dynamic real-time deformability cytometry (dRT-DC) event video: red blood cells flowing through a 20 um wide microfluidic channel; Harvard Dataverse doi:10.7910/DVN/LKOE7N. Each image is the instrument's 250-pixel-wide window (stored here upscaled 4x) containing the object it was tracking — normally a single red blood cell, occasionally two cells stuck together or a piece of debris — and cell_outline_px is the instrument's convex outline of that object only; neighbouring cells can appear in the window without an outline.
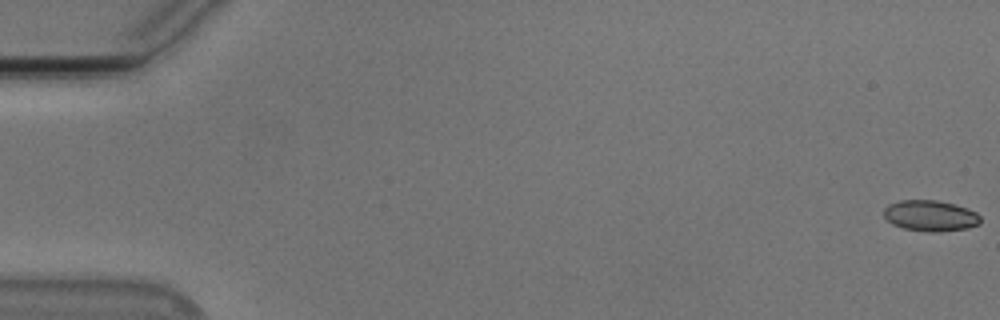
{"species": "Egyptian fruit bat (a non-hibernating species)", "species_latin": "Rousettus aegyptiacus", "temperature_condition": "cold", "stored_images_in_passage": 56, "segment_of_instrument_passage": [1, 2], "camera_frame_rate_fps": 3000, "um_per_image_px": 0.085, "animal": {"sex": "male"}, "frame": {"image": 1, "passage_image": 1, "time_ms": 0.0, "image_size_px": [1000, 320], "cell_outline_px": [[980, 224], [968, 228], [936, 232], [928, 232], [904, 228], [892, 224], [884, 216], [884, 208], [888, 204], [900, 200], [936, 200], [968, 208], [976, 212], [980, 216]], "centroid_in_image_um": [79.08, 18.34], "position_along_channel_um": 5.9, "area_um2": 17.4}}
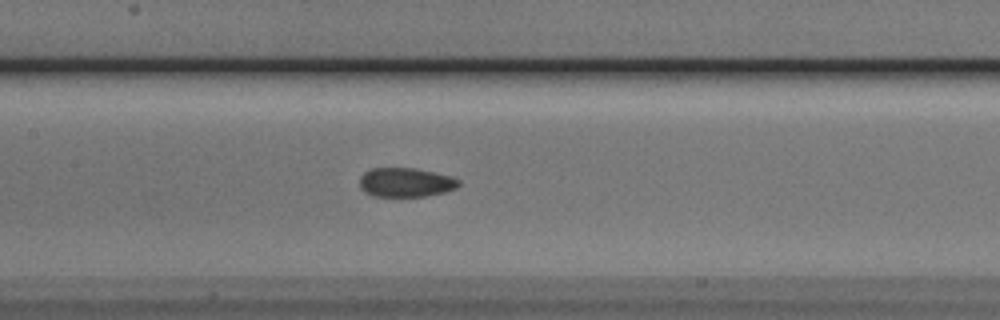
{"frame": {"image": 2, "passage_image": 27, "time_ms": 8.667, "image_size_px": [1000, 320], "cell_outline_px": [[460, 184], [456, 188], [444, 192], [424, 196], [372, 196], [364, 192], [360, 188], [360, 176], [364, 172], [372, 168], [416, 168], [452, 176], [460, 180]], "centroid_in_image_um": [34.48, 15.5], "position_along_channel_um": 172.9, "area_um2": 16.94}}
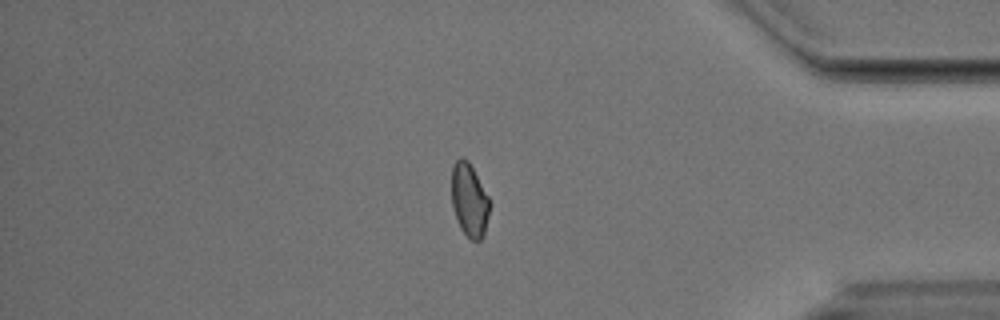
{"frame": {"image": 3, "passage_image": 47, "time_ms": 15.333, "image_size_px": [1000, 320], "cell_outline_px": [[488, 212], [484, 232], [480, 240], [472, 240], [460, 228], [456, 220], [452, 204], [452, 168], [456, 160], [460, 156], [464, 156], [468, 160], [488, 196]], "centroid_in_image_um": [39.86, 16.96], "position_along_channel_um": 395.3, "area_um2": 15.9}}